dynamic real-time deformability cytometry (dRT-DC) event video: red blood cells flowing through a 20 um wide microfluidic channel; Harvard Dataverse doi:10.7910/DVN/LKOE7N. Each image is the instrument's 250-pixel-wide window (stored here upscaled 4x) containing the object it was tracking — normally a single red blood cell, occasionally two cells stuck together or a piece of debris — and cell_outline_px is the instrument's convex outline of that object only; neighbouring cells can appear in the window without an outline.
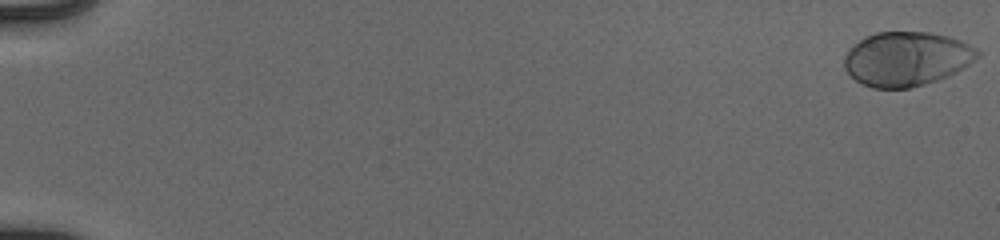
{"species": "human", "species_latin": "Homo sapiens", "temperature_condition": "cold", "stored_images_in_passage": 52, "camera_frame_rate_fps": 3000, "um_per_image_px": 0.085, "donor": {"sex": "male"}, "frame": {"image": 1, "passage_image": 1, "time_ms": 0.0, "image_size_px": [1000, 240], "cell_outline_px": [[980, 56], [964, 68], [948, 76], [924, 84], [908, 88], [872, 88], [856, 80], [844, 68], [844, 56], [864, 36], [876, 32], [932, 32], [948, 36], [960, 40], [976, 48], [980, 52]], "centroid_in_image_um": [77.08, 4.99], "position_along_channel_um": 7.9, "area_um2": 42.02}}
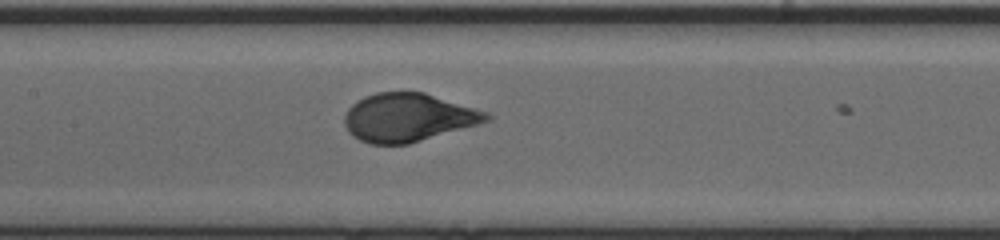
{"frame": {"image": 2, "passage_image": 29, "time_ms": 9.333, "image_size_px": [1000, 240], "cell_outline_px": [[492, 120], [408, 144], [368, 144], [352, 136], [348, 132], [344, 124], [344, 116], [348, 108], [356, 100], [364, 96], [376, 92], [424, 92], [488, 112], [492, 116]], "centroid_in_image_um": [34.66, 9.98], "position_along_channel_um": 172.7, "area_um2": 40.06}}
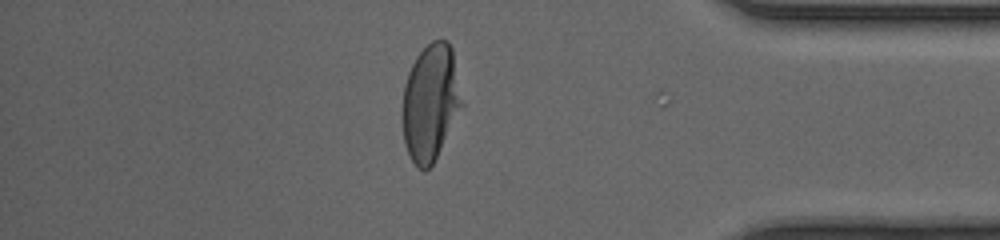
{"frame": {"image": 3, "passage_image": 48, "time_ms": 15.667, "image_size_px": [1000, 240], "cell_outline_px": [[464, 104], [432, 164], [424, 172], [416, 168], [404, 144], [404, 84], [408, 72], [416, 56], [432, 40], [448, 40], [452, 48]], "centroid_in_image_um": [36.61, 8.69], "position_along_channel_um": 398.6, "area_um2": 40.06}, "authors_computed_cell_mechanics": {"area_um2": 40.9802, "velocity_mm_per_s": 3.917, "shape_relaxation_time_tau1_ms": 3.0926, "shape_relaxation_time_tau2_ms": null, "deformation_change_tau1": 0.192, "deformation_change_tau2": null}}